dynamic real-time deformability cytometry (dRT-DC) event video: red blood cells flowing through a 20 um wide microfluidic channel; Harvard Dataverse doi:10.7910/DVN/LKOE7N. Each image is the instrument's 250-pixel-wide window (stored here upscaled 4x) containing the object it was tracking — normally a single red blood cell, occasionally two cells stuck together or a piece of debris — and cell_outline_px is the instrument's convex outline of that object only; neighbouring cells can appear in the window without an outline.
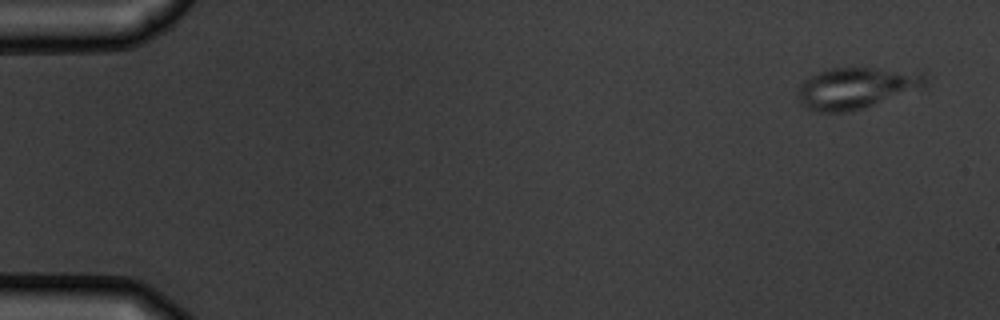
{"species": "common noctule bat (a hibernating species)", "species_latin": "Nyctalus noctula", "temperature_condition": "warm", "stored_images_in_passage": 5, "camera_frame_rate_fps": 3000, "um_per_image_px": 0.085, "animal": {"sex": "male", "body_mass_g": 19.5, "forearm_length_mm": 54.6}, "frame": {"image": 1, "passage_image": 1, "time_ms": 0.0, "image_size_px": [1000, 320], "cell_outline_px": [[932, 76], [924, 88], [864, 108], [848, 112], [820, 112], [804, 108], [796, 96], [796, 92], [800, 84], [808, 76], [828, 68], [920, 68], [928, 72]], "centroid_in_image_um": [72.92, 7.44], "position_along_channel_um": 12.1, "area_um2": 32.25}}